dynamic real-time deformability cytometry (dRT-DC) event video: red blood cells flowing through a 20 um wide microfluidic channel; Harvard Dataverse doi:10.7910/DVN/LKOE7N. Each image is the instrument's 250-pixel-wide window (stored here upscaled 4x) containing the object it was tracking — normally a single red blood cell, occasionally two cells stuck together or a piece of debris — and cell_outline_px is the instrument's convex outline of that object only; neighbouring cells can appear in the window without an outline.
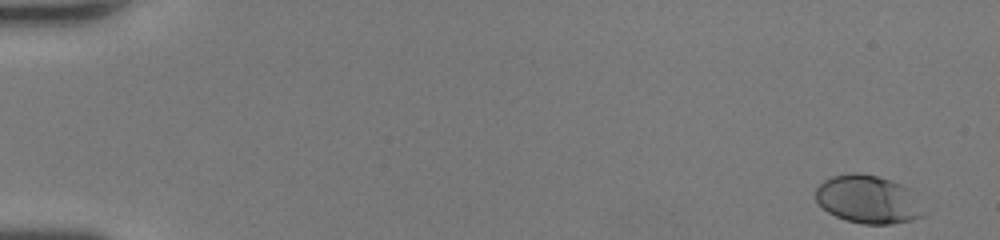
{"species": "human", "species_latin": "Homo sapiens", "temperature_condition": "room temperature", "stored_images_in_passage": 10, "camera_frame_rate_fps": 3000, "um_per_image_px": 0.085, "donor": {"sex": "female"}, "frame": {"image": 1, "passage_image": 1, "time_ms": 0.0, "image_size_px": [1000, 240], "cell_outline_px": [[924, 216], [912, 220], [892, 224], [864, 224], [848, 220], [836, 216], [828, 212], [816, 200], [816, 188], [824, 180], [832, 176], [852, 172], [860, 172], [892, 180], [908, 188], [924, 212]], "centroid_in_image_um": [73.76, 16.94], "position_along_channel_um": 11.2, "area_um2": 30.0}}